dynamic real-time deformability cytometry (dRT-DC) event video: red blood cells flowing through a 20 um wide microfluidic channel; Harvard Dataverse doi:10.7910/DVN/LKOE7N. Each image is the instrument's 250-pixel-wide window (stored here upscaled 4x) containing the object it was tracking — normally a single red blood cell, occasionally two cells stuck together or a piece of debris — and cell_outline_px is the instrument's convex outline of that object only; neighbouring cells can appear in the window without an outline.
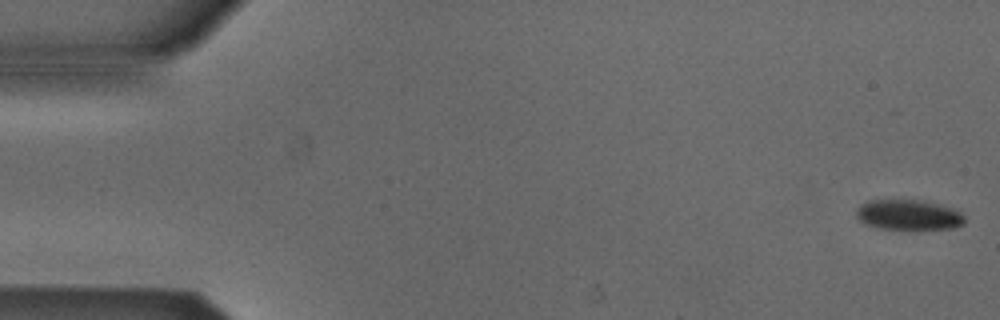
{"species": "Egyptian fruit bat (a non-hibernating species)", "species_latin": "Rousettus aegyptiacus", "temperature_condition": "cold", "stored_images_in_passage": 50, "camera_frame_rate_fps": 3000, "um_per_image_px": 0.085, "animal": {"sex": "male"}, "frame": {"image": 1, "passage_image": 1, "time_ms": 0.0, "image_size_px": [1000, 320], "cell_outline_px": [[964, 224], [952, 228], [880, 228], [864, 224], [856, 216], [856, 208], [860, 204], [868, 200], [920, 200], [952, 208], [960, 212], [964, 216]], "centroid_in_image_um": [77.18, 18.25], "position_along_channel_um": 7.8, "area_um2": 18.79}}
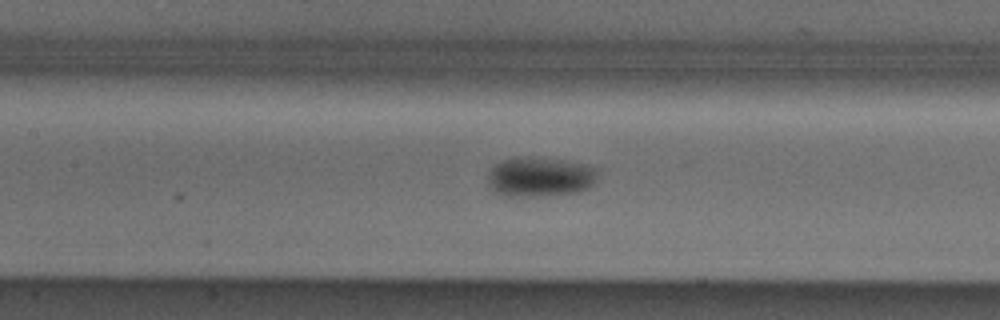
{"frame": {"image": 2, "passage_image": 24, "time_ms": 7.667, "image_size_px": [1000, 320], "cell_outline_px": [[596, 172], [592, 184], [588, 188], [576, 192], [532, 196], [508, 196], [496, 192], [488, 184], [488, 172], [492, 164], [500, 160], [516, 156], [528, 156], [564, 160], [584, 164], [596, 168]], "centroid_in_image_um": [45.81, 15.0], "position_along_channel_um": 161.6, "area_um2": 25.43}}
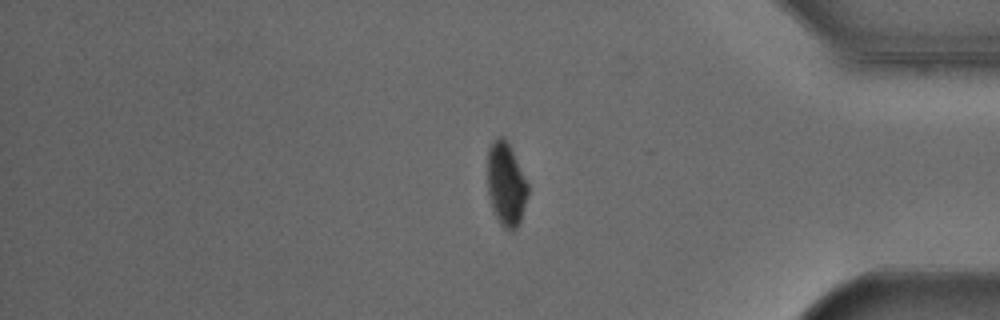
{"frame": {"image": 3, "passage_image": 44, "time_ms": 14.333, "image_size_px": [1000, 320], "cell_outline_px": [[528, 192], [520, 220], [516, 228], [512, 232], [504, 228], [500, 224], [492, 208], [488, 192], [488, 148], [500, 136], [504, 136], [508, 140], [528, 184]], "centroid_in_image_um": [43.01, 15.65], "position_along_channel_um": 392.2, "area_um2": 19.48}, "authors_computed_cell_mechanics": {"area_um2": 21.8773, "velocity_mm_per_s": 3.8679, "shape_relaxation_time_tau1_ms": 2.5996, "shape_relaxation_time_tau2_ms": null, "deformation_change_tau1": 0.0929, "deformation_change_tau2": null}}